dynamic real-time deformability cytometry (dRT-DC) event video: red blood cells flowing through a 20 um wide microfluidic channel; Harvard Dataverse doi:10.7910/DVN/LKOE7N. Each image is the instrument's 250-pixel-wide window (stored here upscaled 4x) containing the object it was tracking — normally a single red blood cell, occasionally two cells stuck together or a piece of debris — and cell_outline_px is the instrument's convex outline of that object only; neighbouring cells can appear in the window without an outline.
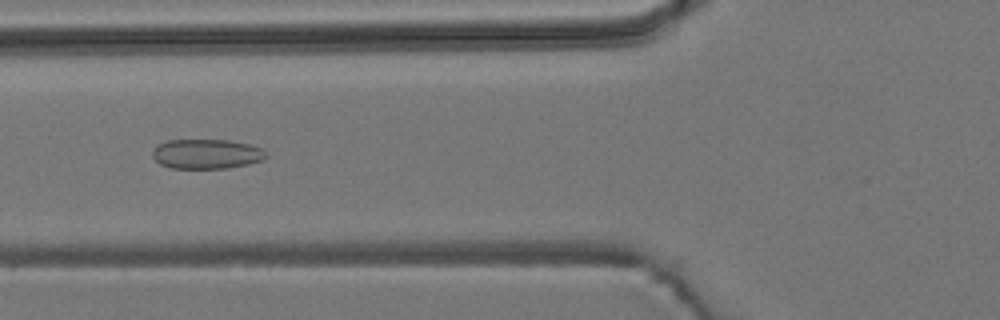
{"species": "common noctule bat (a hibernating species)", "species_latin": "Nyctalus noctula", "temperature_condition": "room temperature", "stored_images_in_passage": 53, "camera_frame_rate_fps": 3000, "um_per_image_px": 0.085, "animal": {"sex": "male", "body_mass_g": 19.2, "forearm_length_mm": 51.8}, "frame": {"image": 1, "passage_image": 20, "time_ms": 6.333, "image_size_px": [1000, 320], "cell_outline_px": [[268, 156], [264, 160], [248, 164], [224, 168], [172, 168], [160, 164], [152, 156], [152, 152], [160, 144], [168, 140], [228, 140], [248, 144], [264, 148], [268, 152]], "centroid_in_image_um": [17.62, 13.08], "position_along_channel_um": 108.2, "area_um2": 19.65}}
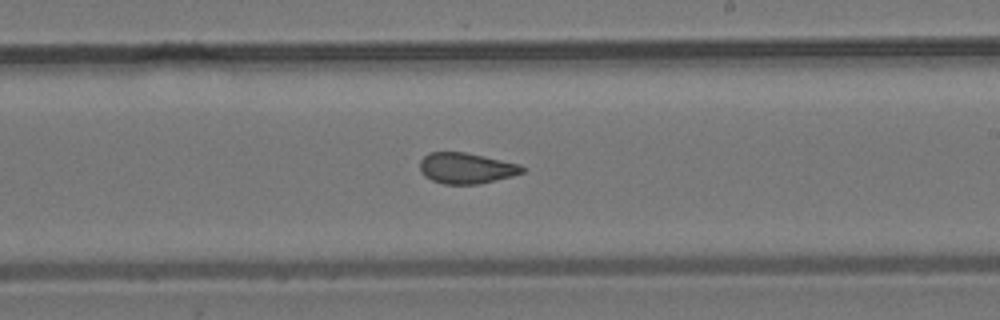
{"frame": {"image": 2, "passage_image": 31, "time_ms": 10.0, "image_size_px": [1000, 320], "cell_outline_px": [[524, 172], [512, 176], [476, 184], [444, 184], [432, 180], [424, 176], [420, 172], [420, 160], [428, 152], [464, 152], [484, 156], [520, 164], [524, 168]], "centroid_in_image_um": [39.6, 14.29], "position_along_channel_um": 249.4, "area_um2": 18.32}}
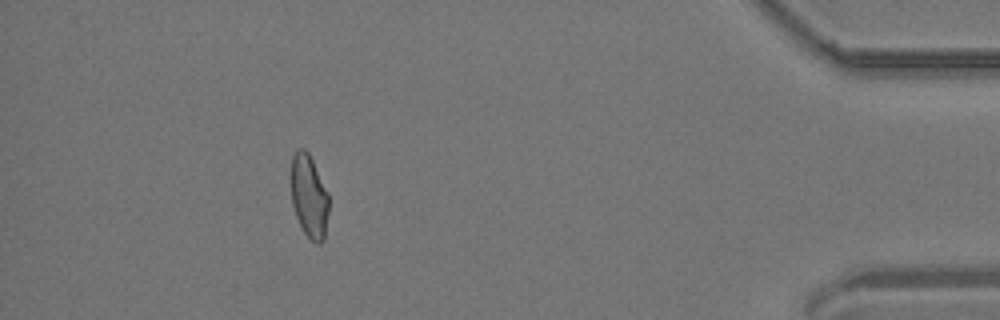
{"frame": {"image": 3, "passage_image": 48, "time_ms": 15.667, "image_size_px": [1000, 320], "cell_outline_px": [[328, 212], [324, 240], [320, 244], [316, 244], [304, 232], [296, 216], [292, 204], [292, 156], [296, 148], [304, 148], [308, 152], [328, 192]], "centroid_in_image_um": [26.28, 16.68], "position_along_channel_um": 408.9, "area_um2": 18.09}, "authors_computed_cell_mechanics": {"area_um2": 19.5364, "velocity_mm_per_s": 3.8409, "shape_relaxation_time_tau1_ms": null, "shape_relaxation_time_tau2_ms": 1.9256, "deformation_change_tau1": null, "deformation_change_tau2": 0.0846}}